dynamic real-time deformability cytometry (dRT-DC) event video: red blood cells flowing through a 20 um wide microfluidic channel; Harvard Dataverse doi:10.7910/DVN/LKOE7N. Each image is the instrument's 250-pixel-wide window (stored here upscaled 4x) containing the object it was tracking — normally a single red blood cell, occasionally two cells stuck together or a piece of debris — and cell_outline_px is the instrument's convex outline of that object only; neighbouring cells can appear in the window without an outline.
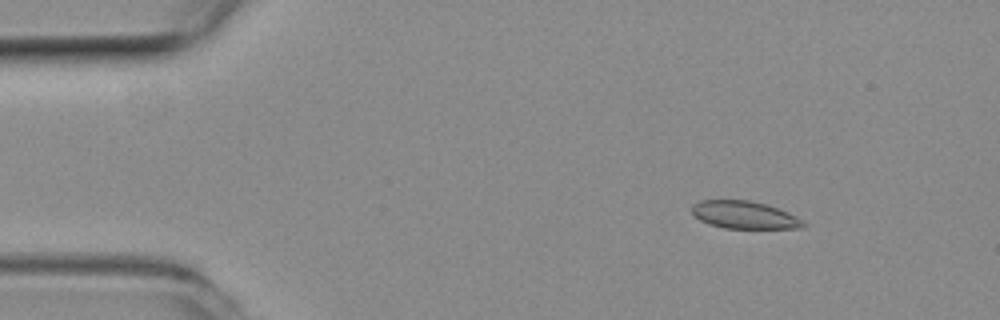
{"species": "common noctule bat (a hibernating species)", "species_latin": "Nyctalus noctula", "temperature_condition": "room temperature", "stored_images_in_passage": 52, "camera_frame_rate_fps": 3000, "um_per_image_px": 0.085, "animal": {"sex": "female", "body_mass_g": 19.3, "forearm_length_mm": 54.1}, "frame": {"image": 1, "passage_image": 6, "time_ms": 1.667, "image_size_px": [1000, 320], "cell_outline_px": [[808, 224], [800, 228], [724, 228], [708, 224], [700, 220], [692, 212], [692, 204], [700, 200], [748, 200], [764, 204], [788, 212], [804, 220]], "centroid_in_image_um": [63.27, 18.27], "position_along_channel_um": 21.7, "area_um2": 17.86}}
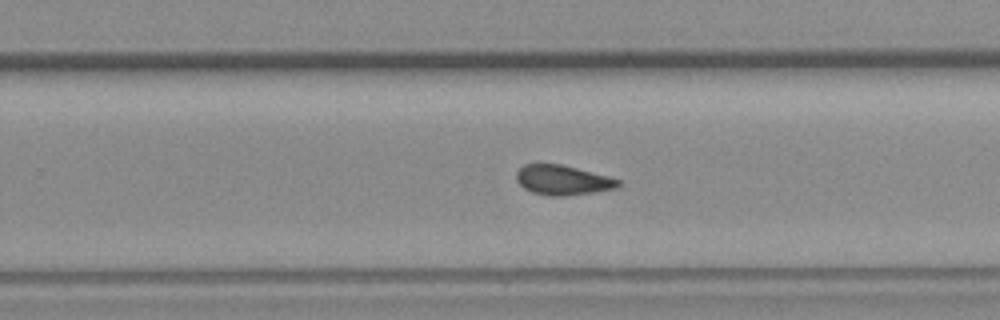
{"frame": {"image": 2, "passage_image": 32, "time_ms": 10.333, "image_size_px": [1000, 320], "cell_outline_px": [[620, 184], [616, 188], [592, 192], [564, 196], [548, 196], [532, 192], [524, 188], [516, 180], [516, 172], [524, 164], [560, 164], [608, 176], [620, 180]], "centroid_in_image_um": [47.8, 15.31], "position_along_channel_um": 282.0, "area_um2": 17.51}}
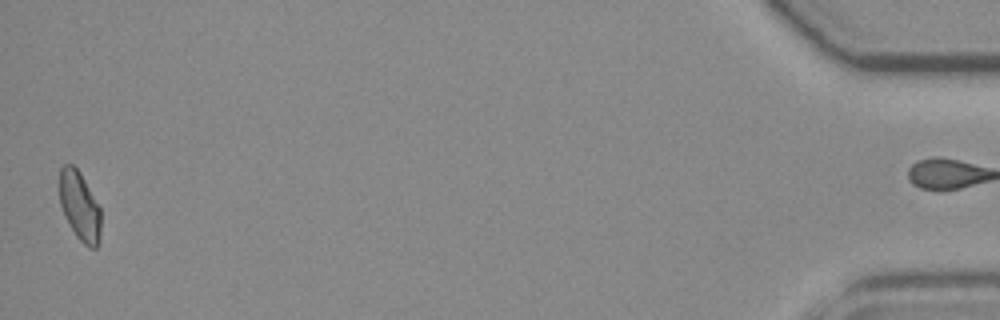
{"frame": {"image": 3, "passage_image": 51, "time_ms": 16.667, "image_size_px": [1000, 320], "cell_outline_px": [[100, 244], [96, 248], [88, 248], [76, 236], [60, 204], [60, 168], [64, 164], [72, 164], [80, 172], [100, 208]], "centroid_in_image_um": [6.79, 17.53], "position_along_channel_um": 428.4, "area_um2": 16.42}, "authors_computed_cell_mechanics": {"area_um2": 17.8024, "velocity_mm_per_s": 3.8957, "shape_relaxation_time_tau1_ms": null, "shape_relaxation_time_tau2_ms": 3.3238, "deformation_change_tau1": null, "deformation_change_tau2": 0.0762}}